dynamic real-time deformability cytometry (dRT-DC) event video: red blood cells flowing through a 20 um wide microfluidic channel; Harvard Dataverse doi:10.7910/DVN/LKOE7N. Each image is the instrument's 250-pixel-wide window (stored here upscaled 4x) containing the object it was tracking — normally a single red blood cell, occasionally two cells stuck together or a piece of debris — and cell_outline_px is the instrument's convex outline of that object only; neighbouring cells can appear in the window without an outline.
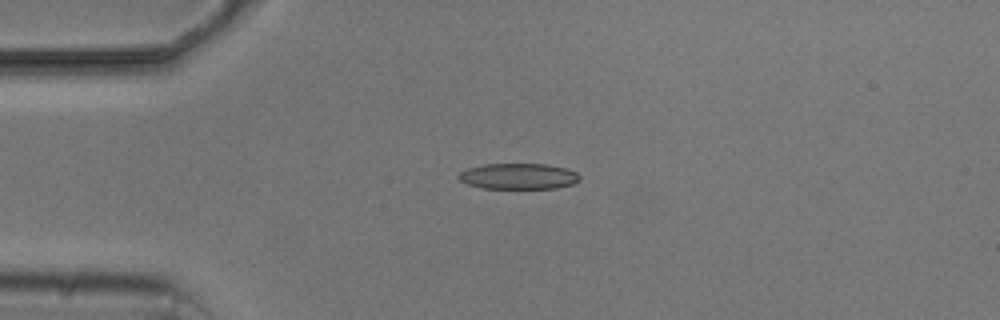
{"species": "common noctule bat (a hibernating species)", "species_latin": "Nyctalus noctula", "temperature_condition": "cold", "stored_images_in_passage": 4, "camera_frame_rate_fps": 3000, "um_per_image_px": 0.085, "animal": {"sex": "male", "body_mass_g": 20.5, "forearm_length_mm": 52.5}, "frame": {"image": 1, "passage_image": 3, "time_ms": 2.333, "image_size_px": [1000, 320], "cell_outline_px": [[580, 180], [572, 184], [556, 188], [480, 188], [468, 184], [460, 180], [456, 176], [460, 172], [468, 168], [484, 164], [544, 164], [568, 168], [576, 172], [580, 176]], "centroid_in_image_um": [44.07, 14.98], "position_along_channel_um": 40.9, "area_um2": 18.26}}